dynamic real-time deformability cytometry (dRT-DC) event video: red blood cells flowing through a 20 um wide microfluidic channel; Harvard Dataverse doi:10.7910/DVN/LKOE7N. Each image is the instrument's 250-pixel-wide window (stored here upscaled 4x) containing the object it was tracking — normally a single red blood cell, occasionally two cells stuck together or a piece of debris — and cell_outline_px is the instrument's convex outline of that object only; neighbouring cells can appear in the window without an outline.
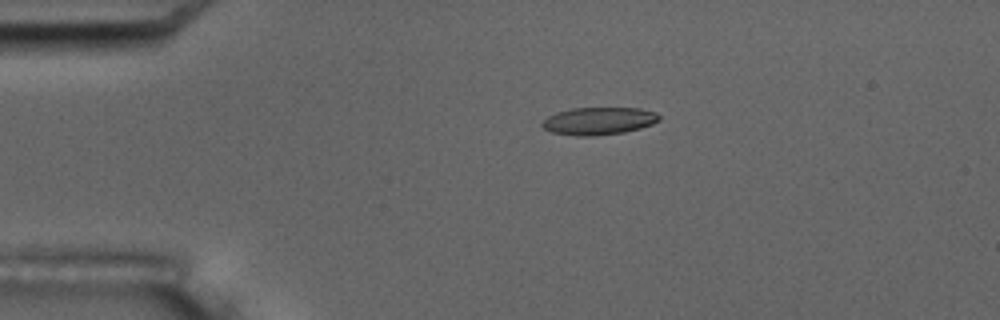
{"species": "common noctule bat (a hibernating species)", "species_latin": "Nyctalus noctula", "temperature_condition": "room temperature", "stored_images_in_passage": 4, "camera_frame_rate_fps": 3000, "um_per_image_px": 0.085, "animal": {"sex": "male", "body_mass_g": 17.5, "forearm_length_mm": 52.3}, "frame": {"image": 1, "passage_image": 2, "time_ms": 1.333, "image_size_px": [1000, 320], "cell_outline_px": [[660, 120], [652, 124], [640, 128], [624, 132], [596, 136], [576, 136], [552, 132], [544, 128], [540, 124], [548, 116], [556, 112], [572, 108], [640, 108], [656, 112], [660, 116]], "centroid_in_image_um": [50.9, 10.28], "position_along_channel_um": 34.1, "area_um2": 18.84}}